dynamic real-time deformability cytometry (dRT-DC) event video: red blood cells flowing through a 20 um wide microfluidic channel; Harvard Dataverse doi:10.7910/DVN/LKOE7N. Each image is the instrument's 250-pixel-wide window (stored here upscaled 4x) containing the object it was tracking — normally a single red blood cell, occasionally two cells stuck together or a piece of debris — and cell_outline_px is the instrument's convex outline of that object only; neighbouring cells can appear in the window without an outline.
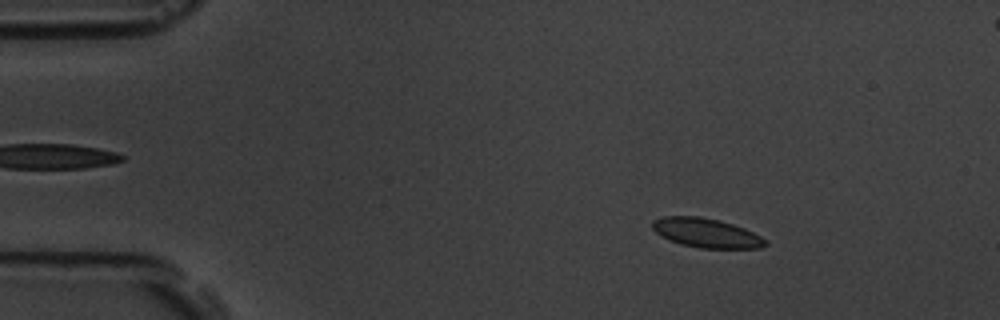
{"species": "common noctule bat (a hibernating species)", "species_latin": "Nyctalus noctula", "temperature_condition": "room temperature", "stored_images_in_passage": 8, "camera_frame_rate_fps": 3000, "um_per_image_px": 0.085, "animal": {"sex": "male", "body_mass_g": 19.5, "forearm_length_mm": 54.6}, "frame": {"image": 1, "passage_image": 2, "time_ms": 0.333, "image_size_px": [1000, 320], "cell_outline_px": [[768, 244], [760, 248], [700, 248], [680, 244], [668, 240], [660, 236], [652, 228], [652, 220], [664, 216], [700, 216], [720, 220], [744, 228], [760, 236]], "centroid_in_image_um": [59.99, 19.79], "position_along_channel_um": 25.0, "area_um2": 19.31}}
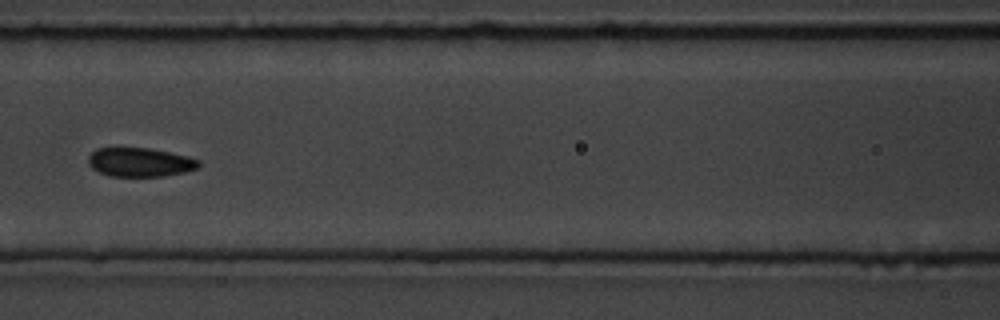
{"frame": {"image": 2, "passage_image": 6, "time_ms": 1.667, "image_size_px": [1000, 320], "cell_outline_px": [[200, 164], [196, 168], [184, 172], [164, 176], [108, 176], [92, 168], [88, 164], [88, 156], [96, 148], [148, 148], [188, 156], [200, 160]], "centroid_in_image_um": [11.88, 13.79], "position_along_channel_um": 154.7, "area_um2": 18.55}}
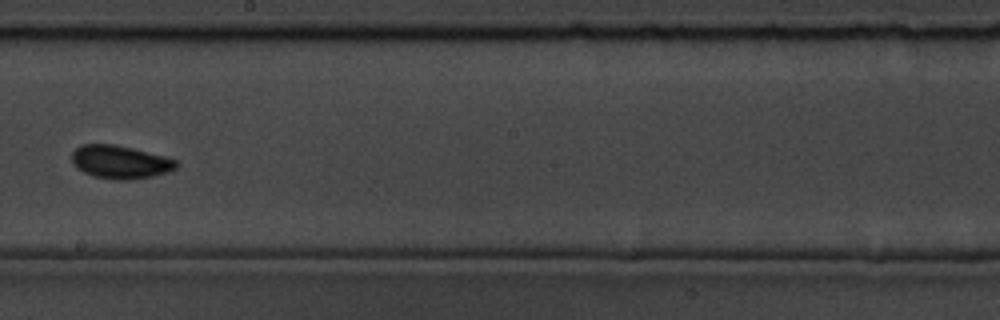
{"frame": {"image": 3, "passage_image": 8, "time_ms": 2.333, "image_size_px": [1000, 320], "cell_outline_px": [[176, 168], [168, 172], [152, 176], [128, 180], [112, 180], [92, 176], [76, 168], [72, 164], [72, 152], [80, 144], [112, 144], [132, 148], [164, 156], [176, 160]], "centroid_in_image_um": [10.17, 13.78], "position_along_channel_um": 238.0, "area_um2": 20.23}}